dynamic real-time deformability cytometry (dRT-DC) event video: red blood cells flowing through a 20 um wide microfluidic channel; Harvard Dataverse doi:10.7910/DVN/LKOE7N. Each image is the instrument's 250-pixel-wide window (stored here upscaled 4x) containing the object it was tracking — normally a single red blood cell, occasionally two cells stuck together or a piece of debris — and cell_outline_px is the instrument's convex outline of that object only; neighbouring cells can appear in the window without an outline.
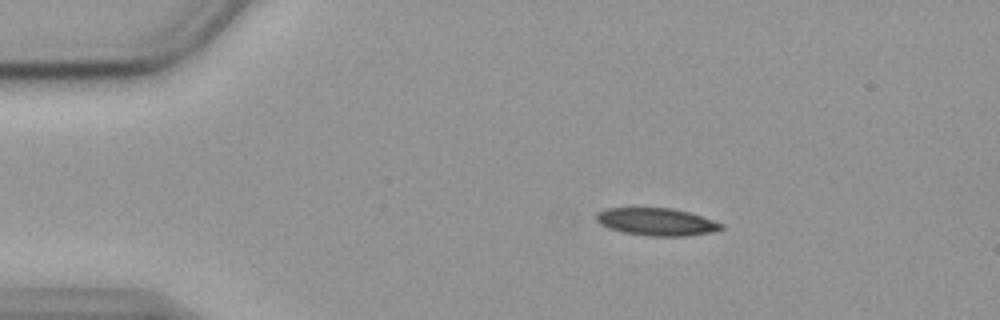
{"species": "common noctule bat (a hibernating species)", "species_latin": "Nyctalus noctula", "temperature_condition": "cold", "stored_images_in_passage": 47, "camera_frame_rate_fps": 3000, "um_per_image_px": 0.085, "animal": {"sex": "female", "body_mass_g": 19.9}, "frame": {"image": 1, "passage_image": 1, "time_ms": 0.0, "image_size_px": [1000, 320], "cell_outline_px": [[724, 228], [712, 232], [684, 236], [648, 236], [624, 232], [608, 228], [600, 224], [596, 220], [596, 212], [604, 208], [672, 208], [688, 212], [724, 224]], "centroid_in_image_um": [55.78, 18.85], "position_along_channel_um": 29.2, "area_um2": 20.0}}
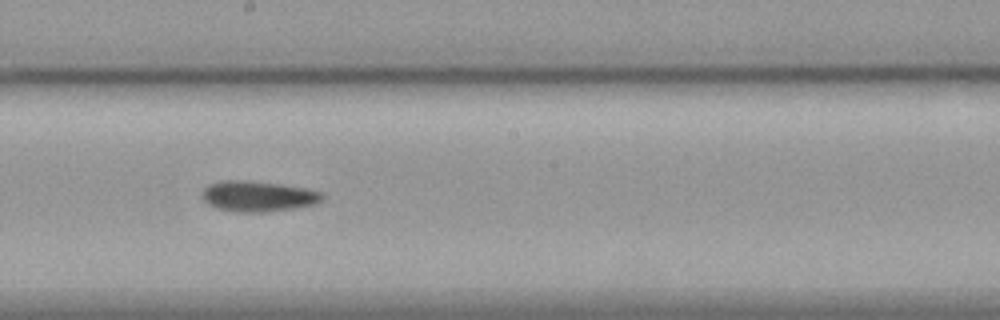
{"frame": {"image": 2, "passage_image": 22, "time_ms": 7.0, "image_size_px": [1000, 320], "cell_outline_px": [[324, 200], [312, 204], [292, 208], [264, 212], [236, 212], [216, 208], [208, 204], [200, 196], [200, 192], [208, 184], [224, 180], [244, 180], [280, 184], [308, 188], [320, 192], [324, 196]], "centroid_in_image_um": [21.88, 16.67], "position_along_channel_um": 226.3, "area_um2": 21.5}}
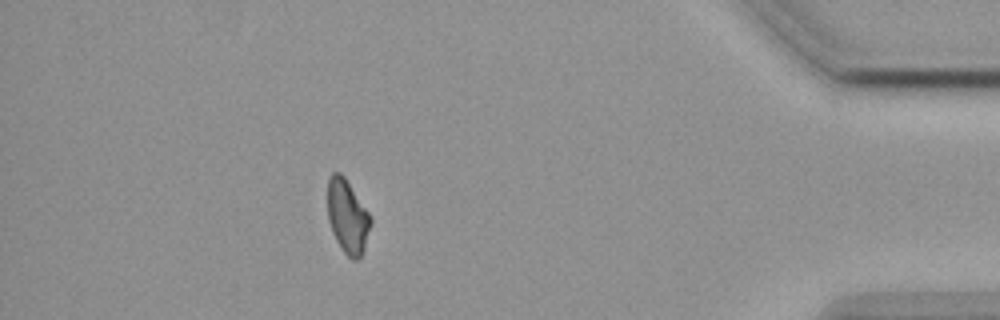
{"frame": {"image": 3, "passage_image": 41, "time_ms": 13.333, "image_size_px": [1000, 320], "cell_outline_px": [[372, 224], [364, 252], [356, 260], [352, 260], [344, 252], [336, 240], [332, 232], [328, 220], [328, 176], [332, 172], [340, 172], [344, 176], [372, 216]], "centroid_in_image_um": [29.56, 18.4], "position_along_channel_um": 405.6, "area_um2": 18.79}, "authors_computed_cell_mechanics": {"area_um2": 20.519, "velocity_mm_per_s": 3.5818, "shape_relaxation_time_tau1_ms": 8.2156, "shape_relaxation_time_tau2_ms": null, "deformation_change_tau1": 0.1201, "deformation_change_tau2": null}}